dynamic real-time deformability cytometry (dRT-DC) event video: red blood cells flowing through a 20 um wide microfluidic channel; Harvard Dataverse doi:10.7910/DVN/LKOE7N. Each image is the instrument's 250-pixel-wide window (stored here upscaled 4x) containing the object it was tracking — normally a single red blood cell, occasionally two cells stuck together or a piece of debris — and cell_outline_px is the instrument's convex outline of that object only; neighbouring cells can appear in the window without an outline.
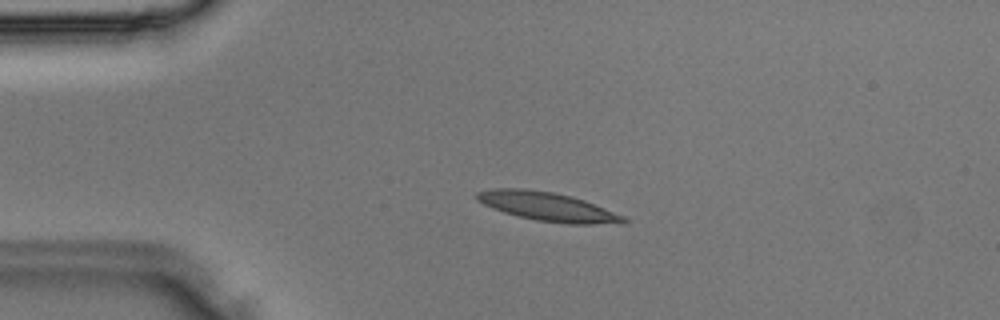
{"species": "Egyptian fruit bat (a non-hibernating species)", "species_latin": "Rousettus aegyptiacus", "temperature_condition": "room temperature", "stored_images_in_passage": 3, "camera_frame_rate_fps": 3000, "um_per_image_px": 0.085, "animal": {"sex": "male"}, "frame": {"image": 1, "passage_image": 3, "time_ms": 0.667, "image_size_px": [1000, 320], "cell_outline_px": [[628, 220], [624, 224], [568, 224], [536, 220], [504, 212], [492, 208], [476, 200], [476, 192], [492, 188], [524, 188], [552, 192], [572, 196], [584, 200], [624, 216]], "centroid_in_image_um": [46.55, 17.56], "position_along_channel_um": 38.4, "area_um2": 24.62}}